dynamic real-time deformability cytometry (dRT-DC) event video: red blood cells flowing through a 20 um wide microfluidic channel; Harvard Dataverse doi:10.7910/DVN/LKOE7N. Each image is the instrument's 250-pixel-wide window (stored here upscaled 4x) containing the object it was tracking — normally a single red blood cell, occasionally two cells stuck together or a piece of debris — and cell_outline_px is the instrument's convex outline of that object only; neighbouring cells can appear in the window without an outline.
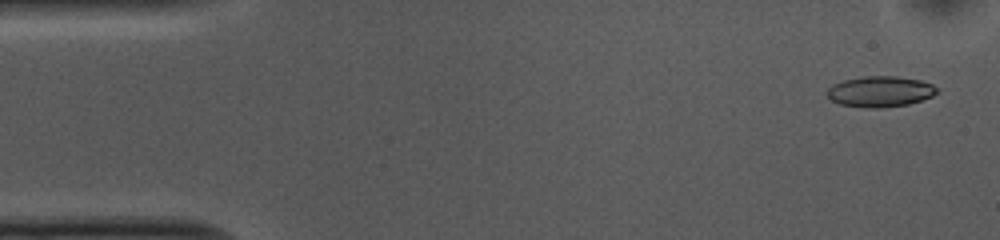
{"species": "common noctule bat (a hibernating species)", "species_latin": "Nyctalus noctula", "temperature_condition": "cold", "stored_images_in_passage": 52, "camera_frame_rate_fps": 3000, "um_per_image_px": 0.085, "animal": {"sex": "female", "body_mass_g": 10.0, "forearm_length_mm": 53.1}, "frame": {"image": 1, "passage_image": 2, "time_ms": 0.333, "image_size_px": [1000, 240], "cell_outline_px": [[940, 92], [932, 96], [908, 104], [880, 108], [864, 108], [840, 104], [832, 100], [828, 96], [828, 88], [832, 84], [844, 80], [864, 76], [896, 76], [920, 80], [932, 84], [940, 88]], "centroid_in_image_um": [74.85, 7.78], "position_along_channel_um": 10.2, "area_um2": 19.77}}
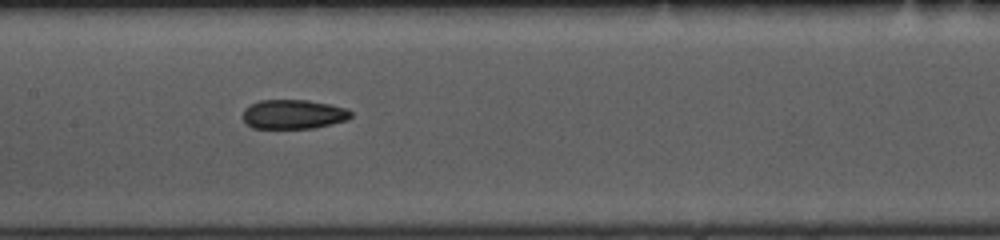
{"frame": {"image": 2, "passage_image": 24, "time_ms": 7.667, "image_size_px": [1000, 240], "cell_outline_px": [[352, 116], [348, 120], [332, 124], [312, 128], [252, 128], [244, 120], [244, 108], [260, 100], [308, 100], [332, 104], [348, 108], [352, 112]], "centroid_in_image_um": [25.0, 9.71], "position_along_channel_um": 182.4, "area_um2": 18.55}}
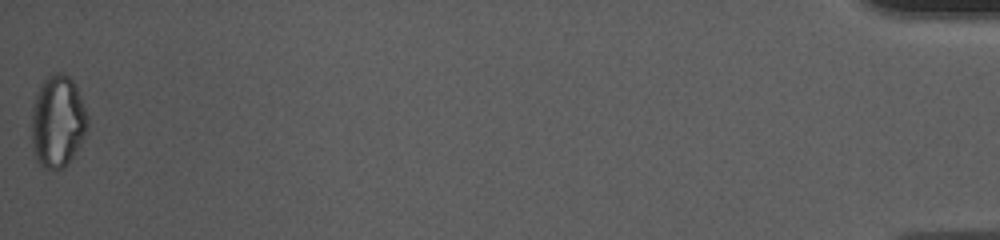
{"frame": {"image": 3, "passage_image": 52, "time_ms": 17.0, "image_size_px": [1000, 240], "cell_outline_px": [[88, 124], [84, 136], [80, 144], [68, 164], [64, 168], [48, 172], [36, 160], [32, 148], [32, 108], [40, 84], [48, 76], [56, 72], [60, 72], [68, 76], [72, 80], [76, 88], [88, 116]], "centroid_in_image_um": [4.88, 10.38], "position_along_channel_um": 430.3, "area_um2": 30.11}, "authors_computed_cell_mechanics": {"area_um2": 19.652, "velocity_mm_per_s": 3.7568, "shape_relaxation_time_tau1_ms": null, "shape_relaxation_time_tau2_ms": 4.4387, "deformation_change_tau1": null, "deformation_change_tau2": 0.1128}}